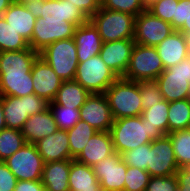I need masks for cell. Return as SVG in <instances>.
<instances>
[{"instance_id": "6da1fadb", "label": "cell", "mask_w": 190, "mask_h": 191, "mask_svg": "<svg viewBox=\"0 0 190 191\" xmlns=\"http://www.w3.org/2000/svg\"><path fill=\"white\" fill-rule=\"evenodd\" d=\"M110 133L114 150L120 155L163 136L158 128L147 124L141 115L113 120Z\"/></svg>"}, {"instance_id": "7a4b0ae2", "label": "cell", "mask_w": 190, "mask_h": 191, "mask_svg": "<svg viewBox=\"0 0 190 191\" xmlns=\"http://www.w3.org/2000/svg\"><path fill=\"white\" fill-rule=\"evenodd\" d=\"M104 94L114 120L142 114L139 82L119 77Z\"/></svg>"}, {"instance_id": "3957f363", "label": "cell", "mask_w": 190, "mask_h": 191, "mask_svg": "<svg viewBox=\"0 0 190 191\" xmlns=\"http://www.w3.org/2000/svg\"><path fill=\"white\" fill-rule=\"evenodd\" d=\"M136 16L101 8L89 20L97 28L102 42L134 39Z\"/></svg>"}, {"instance_id": "277c9868", "label": "cell", "mask_w": 190, "mask_h": 191, "mask_svg": "<svg viewBox=\"0 0 190 191\" xmlns=\"http://www.w3.org/2000/svg\"><path fill=\"white\" fill-rule=\"evenodd\" d=\"M63 81L74 80L78 57L73 38L56 41L39 53Z\"/></svg>"}, {"instance_id": "5b68a950", "label": "cell", "mask_w": 190, "mask_h": 191, "mask_svg": "<svg viewBox=\"0 0 190 191\" xmlns=\"http://www.w3.org/2000/svg\"><path fill=\"white\" fill-rule=\"evenodd\" d=\"M7 128L21 130L29 116L43 112L49 103L37 95L0 96Z\"/></svg>"}, {"instance_id": "8992f818", "label": "cell", "mask_w": 190, "mask_h": 191, "mask_svg": "<svg viewBox=\"0 0 190 191\" xmlns=\"http://www.w3.org/2000/svg\"><path fill=\"white\" fill-rule=\"evenodd\" d=\"M164 70L163 62L157 53L156 47L135 43L128 69L123 78L135 82L156 80Z\"/></svg>"}, {"instance_id": "52a82bcc", "label": "cell", "mask_w": 190, "mask_h": 191, "mask_svg": "<svg viewBox=\"0 0 190 191\" xmlns=\"http://www.w3.org/2000/svg\"><path fill=\"white\" fill-rule=\"evenodd\" d=\"M118 78L98 54L78 63L74 80L92 94L105 93Z\"/></svg>"}, {"instance_id": "ba28073f", "label": "cell", "mask_w": 190, "mask_h": 191, "mask_svg": "<svg viewBox=\"0 0 190 191\" xmlns=\"http://www.w3.org/2000/svg\"><path fill=\"white\" fill-rule=\"evenodd\" d=\"M168 102L190 98V56L165 69L156 79Z\"/></svg>"}, {"instance_id": "9c48e42d", "label": "cell", "mask_w": 190, "mask_h": 191, "mask_svg": "<svg viewBox=\"0 0 190 191\" xmlns=\"http://www.w3.org/2000/svg\"><path fill=\"white\" fill-rule=\"evenodd\" d=\"M25 7L37 19L62 20L73 23L76 27L89 19L67 0H34L24 3Z\"/></svg>"}, {"instance_id": "30bf717a", "label": "cell", "mask_w": 190, "mask_h": 191, "mask_svg": "<svg viewBox=\"0 0 190 191\" xmlns=\"http://www.w3.org/2000/svg\"><path fill=\"white\" fill-rule=\"evenodd\" d=\"M17 180H41L44 161L35 144L25 143L12 156L4 160Z\"/></svg>"}, {"instance_id": "8fae6325", "label": "cell", "mask_w": 190, "mask_h": 191, "mask_svg": "<svg viewBox=\"0 0 190 191\" xmlns=\"http://www.w3.org/2000/svg\"><path fill=\"white\" fill-rule=\"evenodd\" d=\"M75 29L73 23L39 17L36 19L29 47L40 53L56 41L73 38Z\"/></svg>"}, {"instance_id": "7c38bea8", "label": "cell", "mask_w": 190, "mask_h": 191, "mask_svg": "<svg viewBox=\"0 0 190 191\" xmlns=\"http://www.w3.org/2000/svg\"><path fill=\"white\" fill-rule=\"evenodd\" d=\"M174 31L169 22L145 10L135 18L134 41L139 45L156 47Z\"/></svg>"}, {"instance_id": "4fadbf2b", "label": "cell", "mask_w": 190, "mask_h": 191, "mask_svg": "<svg viewBox=\"0 0 190 191\" xmlns=\"http://www.w3.org/2000/svg\"><path fill=\"white\" fill-rule=\"evenodd\" d=\"M178 169L172 142L168 135H163L149 143L147 171L151 177L170 176L176 174Z\"/></svg>"}, {"instance_id": "5bb4252c", "label": "cell", "mask_w": 190, "mask_h": 191, "mask_svg": "<svg viewBox=\"0 0 190 191\" xmlns=\"http://www.w3.org/2000/svg\"><path fill=\"white\" fill-rule=\"evenodd\" d=\"M93 171L104 191H124L127 165L119 153L115 152L109 157L95 164Z\"/></svg>"}, {"instance_id": "9a60e30c", "label": "cell", "mask_w": 190, "mask_h": 191, "mask_svg": "<svg viewBox=\"0 0 190 191\" xmlns=\"http://www.w3.org/2000/svg\"><path fill=\"white\" fill-rule=\"evenodd\" d=\"M79 110L80 120L86 121L97 131H110L114 119L104 93L90 94Z\"/></svg>"}, {"instance_id": "2e32d148", "label": "cell", "mask_w": 190, "mask_h": 191, "mask_svg": "<svg viewBox=\"0 0 190 191\" xmlns=\"http://www.w3.org/2000/svg\"><path fill=\"white\" fill-rule=\"evenodd\" d=\"M31 74L34 94L45 99L48 103L52 102L63 80L40 56L33 63Z\"/></svg>"}, {"instance_id": "e0dca14e", "label": "cell", "mask_w": 190, "mask_h": 191, "mask_svg": "<svg viewBox=\"0 0 190 191\" xmlns=\"http://www.w3.org/2000/svg\"><path fill=\"white\" fill-rule=\"evenodd\" d=\"M134 45V39L103 42L99 56L111 71L118 77H123L128 69Z\"/></svg>"}, {"instance_id": "ac0fdd59", "label": "cell", "mask_w": 190, "mask_h": 191, "mask_svg": "<svg viewBox=\"0 0 190 191\" xmlns=\"http://www.w3.org/2000/svg\"><path fill=\"white\" fill-rule=\"evenodd\" d=\"M73 39L79 63L87 61L101 51V36L90 20L76 27Z\"/></svg>"}, {"instance_id": "d6986e66", "label": "cell", "mask_w": 190, "mask_h": 191, "mask_svg": "<svg viewBox=\"0 0 190 191\" xmlns=\"http://www.w3.org/2000/svg\"><path fill=\"white\" fill-rule=\"evenodd\" d=\"M39 53L28 49L0 52V76L31 74V68Z\"/></svg>"}, {"instance_id": "ffe728a7", "label": "cell", "mask_w": 190, "mask_h": 191, "mask_svg": "<svg viewBox=\"0 0 190 191\" xmlns=\"http://www.w3.org/2000/svg\"><path fill=\"white\" fill-rule=\"evenodd\" d=\"M34 144L44 163L72 159L68 133L65 130L58 129L55 133L38 140Z\"/></svg>"}, {"instance_id": "44dd1931", "label": "cell", "mask_w": 190, "mask_h": 191, "mask_svg": "<svg viewBox=\"0 0 190 191\" xmlns=\"http://www.w3.org/2000/svg\"><path fill=\"white\" fill-rule=\"evenodd\" d=\"M190 40L180 31L175 30L156 46L164 69L180 63L189 56Z\"/></svg>"}, {"instance_id": "7402d4cb", "label": "cell", "mask_w": 190, "mask_h": 191, "mask_svg": "<svg viewBox=\"0 0 190 191\" xmlns=\"http://www.w3.org/2000/svg\"><path fill=\"white\" fill-rule=\"evenodd\" d=\"M115 153L110 131H98L87 142L75 158L76 161L93 167L95 164Z\"/></svg>"}, {"instance_id": "603a6c76", "label": "cell", "mask_w": 190, "mask_h": 191, "mask_svg": "<svg viewBox=\"0 0 190 191\" xmlns=\"http://www.w3.org/2000/svg\"><path fill=\"white\" fill-rule=\"evenodd\" d=\"M58 130L53 113L48 107L43 112L29 116L21 129L26 143H36L38 140L55 133Z\"/></svg>"}, {"instance_id": "cb8c5ba5", "label": "cell", "mask_w": 190, "mask_h": 191, "mask_svg": "<svg viewBox=\"0 0 190 191\" xmlns=\"http://www.w3.org/2000/svg\"><path fill=\"white\" fill-rule=\"evenodd\" d=\"M72 159L44 163L41 182L45 191H70L69 171Z\"/></svg>"}, {"instance_id": "d4e9b609", "label": "cell", "mask_w": 190, "mask_h": 191, "mask_svg": "<svg viewBox=\"0 0 190 191\" xmlns=\"http://www.w3.org/2000/svg\"><path fill=\"white\" fill-rule=\"evenodd\" d=\"M2 16L26 41H31L36 18L24 4L13 1Z\"/></svg>"}, {"instance_id": "484cf974", "label": "cell", "mask_w": 190, "mask_h": 191, "mask_svg": "<svg viewBox=\"0 0 190 191\" xmlns=\"http://www.w3.org/2000/svg\"><path fill=\"white\" fill-rule=\"evenodd\" d=\"M70 191H100L101 185L91 166L72 159L69 171Z\"/></svg>"}, {"instance_id": "4316f807", "label": "cell", "mask_w": 190, "mask_h": 191, "mask_svg": "<svg viewBox=\"0 0 190 191\" xmlns=\"http://www.w3.org/2000/svg\"><path fill=\"white\" fill-rule=\"evenodd\" d=\"M90 94L75 80L63 81L53 102L64 107L80 109Z\"/></svg>"}, {"instance_id": "83f0119b", "label": "cell", "mask_w": 190, "mask_h": 191, "mask_svg": "<svg viewBox=\"0 0 190 191\" xmlns=\"http://www.w3.org/2000/svg\"><path fill=\"white\" fill-rule=\"evenodd\" d=\"M33 93L32 74L0 76V96L24 97Z\"/></svg>"}, {"instance_id": "f1b7e54d", "label": "cell", "mask_w": 190, "mask_h": 191, "mask_svg": "<svg viewBox=\"0 0 190 191\" xmlns=\"http://www.w3.org/2000/svg\"><path fill=\"white\" fill-rule=\"evenodd\" d=\"M190 128V98L169 102L168 133Z\"/></svg>"}, {"instance_id": "f546056e", "label": "cell", "mask_w": 190, "mask_h": 191, "mask_svg": "<svg viewBox=\"0 0 190 191\" xmlns=\"http://www.w3.org/2000/svg\"><path fill=\"white\" fill-rule=\"evenodd\" d=\"M97 132L98 131L95 128L83 120H79L73 128L67 130L72 159H75L80 154L89 139Z\"/></svg>"}, {"instance_id": "4dcf8cb0", "label": "cell", "mask_w": 190, "mask_h": 191, "mask_svg": "<svg viewBox=\"0 0 190 191\" xmlns=\"http://www.w3.org/2000/svg\"><path fill=\"white\" fill-rule=\"evenodd\" d=\"M29 48V42L17 33L3 18L0 16V52L3 51H20Z\"/></svg>"}, {"instance_id": "1f68e13d", "label": "cell", "mask_w": 190, "mask_h": 191, "mask_svg": "<svg viewBox=\"0 0 190 191\" xmlns=\"http://www.w3.org/2000/svg\"><path fill=\"white\" fill-rule=\"evenodd\" d=\"M168 110L169 102L163 99L158 104L142 111L141 117L147 120V124L152 128L156 127L163 135H168Z\"/></svg>"}, {"instance_id": "d6a6232c", "label": "cell", "mask_w": 190, "mask_h": 191, "mask_svg": "<svg viewBox=\"0 0 190 191\" xmlns=\"http://www.w3.org/2000/svg\"><path fill=\"white\" fill-rule=\"evenodd\" d=\"M178 167L190 163V128L168 133Z\"/></svg>"}, {"instance_id": "836d02e7", "label": "cell", "mask_w": 190, "mask_h": 191, "mask_svg": "<svg viewBox=\"0 0 190 191\" xmlns=\"http://www.w3.org/2000/svg\"><path fill=\"white\" fill-rule=\"evenodd\" d=\"M25 143L21 130L5 128L0 131V161L12 156Z\"/></svg>"}, {"instance_id": "e575fe53", "label": "cell", "mask_w": 190, "mask_h": 191, "mask_svg": "<svg viewBox=\"0 0 190 191\" xmlns=\"http://www.w3.org/2000/svg\"><path fill=\"white\" fill-rule=\"evenodd\" d=\"M49 108L53 113L57 128L61 130H70L80 120V110L76 108L64 107L53 101L49 103Z\"/></svg>"}, {"instance_id": "d590c367", "label": "cell", "mask_w": 190, "mask_h": 191, "mask_svg": "<svg viewBox=\"0 0 190 191\" xmlns=\"http://www.w3.org/2000/svg\"><path fill=\"white\" fill-rule=\"evenodd\" d=\"M179 0H153L147 4V11L155 17L169 22L175 30V11Z\"/></svg>"}, {"instance_id": "8d00e7d4", "label": "cell", "mask_w": 190, "mask_h": 191, "mask_svg": "<svg viewBox=\"0 0 190 191\" xmlns=\"http://www.w3.org/2000/svg\"><path fill=\"white\" fill-rule=\"evenodd\" d=\"M101 8L137 17L141 12L147 10V4L144 0H101Z\"/></svg>"}, {"instance_id": "74e56055", "label": "cell", "mask_w": 190, "mask_h": 191, "mask_svg": "<svg viewBox=\"0 0 190 191\" xmlns=\"http://www.w3.org/2000/svg\"><path fill=\"white\" fill-rule=\"evenodd\" d=\"M150 177L148 171L127 166L124 191H145Z\"/></svg>"}, {"instance_id": "f35d334b", "label": "cell", "mask_w": 190, "mask_h": 191, "mask_svg": "<svg viewBox=\"0 0 190 191\" xmlns=\"http://www.w3.org/2000/svg\"><path fill=\"white\" fill-rule=\"evenodd\" d=\"M139 88L143 111L163 100L161 90L156 80L139 81Z\"/></svg>"}, {"instance_id": "ab89813d", "label": "cell", "mask_w": 190, "mask_h": 191, "mask_svg": "<svg viewBox=\"0 0 190 191\" xmlns=\"http://www.w3.org/2000/svg\"><path fill=\"white\" fill-rule=\"evenodd\" d=\"M121 157L127 166L147 171L149 143L134 148L133 150H127L121 154Z\"/></svg>"}, {"instance_id": "60d3db41", "label": "cell", "mask_w": 190, "mask_h": 191, "mask_svg": "<svg viewBox=\"0 0 190 191\" xmlns=\"http://www.w3.org/2000/svg\"><path fill=\"white\" fill-rule=\"evenodd\" d=\"M175 30L190 40V0H179L175 11Z\"/></svg>"}, {"instance_id": "b9f144b4", "label": "cell", "mask_w": 190, "mask_h": 191, "mask_svg": "<svg viewBox=\"0 0 190 191\" xmlns=\"http://www.w3.org/2000/svg\"><path fill=\"white\" fill-rule=\"evenodd\" d=\"M145 191H178L177 177L175 174L150 177Z\"/></svg>"}, {"instance_id": "7bdbcfd3", "label": "cell", "mask_w": 190, "mask_h": 191, "mask_svg": "<svg viewBox=\"0 0 190 191\" xmlns=\"http://www.w3.org/2000/svg\"><path fill=\"white\" fill-rule=\"evenodd\" d=\"M17 178L4 161H0V191H14Z\"/></svg>"}, {"instance_id": "ee69618b", "label": "cell", "mask_w": 190, "mask_h": 191, "mask_svg": "<svg viewBox=\"0 0 190 191\" xmlns=\"http://www.w3.org/2000/svg\"><path fill=\"white\" fill-rule=\"evenodd\" d=\"M76 6L88 19L101 7V0H67Z\"/></svg>"}, {"instance_id": "f6af8a7d", "label": "cell", "mask_w": 190, "mask_h": 191, "mask_svg": "<svg viewBox=\"0 0 190 191\" xmlns=\"http://www.w3.org/2000/svg\"><path fill=\"white\" fill-rule=\"evenodd\" d=\"M178 191H190V163L182 165L176 172Z\"/></svg>"}, {"instance_id": "bcb514c9", "label": "cell", "mask_w": 190, "mask_h": 191, "mask_svg": "<svg viewBox=\"0 0 190 191\" xmlns=\"http://www.w3.org/2000/svg\"><path fill=\"white\" fill-rule=\"evenodd\" d=\"M14 191H45L41 180H19Z\"/></svg>"}, {"instance_id": "7dc6e473", "label": "cell", "mask_w": 190, "mask_h": 191, "mask_svg": "<svg viewBox=\"0 0 190 191\" xmlns=\"http://www.w3.org/2000/svg\"><path fill=\"white\" fill-rule=\"evenodd\" d=\"M7 128L4 118V112H3V103L2 99L0 98V131Z\"/></svg>"}, {"instance_id": "c3c4849f", "label": "cell", "mask_w": 190, "mask_h": 191, "mask_svg": "<svg viewBox=\"0 0 190 191\" xmlns=\"http://www.w3.org/2000/svg\"><path fill=\"white\" fill-rule=\"evenodd\" d=\"M13 0H0V16L9 8Z\"/></svg>"}, {"instance_id": "681fc988", "label": "cell", "mask_w": 190, "mask_h": 191, "mask_svg": "<svg viewBox=\"0 0 190 191\" xmlns=\"http://www.w3.org/2000/svg\"><path fill=\"white\" fill-rule=\"evenodd\" d=\"M13 1L24 4L26 2H31V1H34V0H13Z\"/></svg>"}, {"instance_id": "f907efd6", "label": "cell", "mask_w": 190, "mask_h": 191, "mask_svg": "<svg viewBox=\"0 0 190 191\" xmlns=\"http://www.w3.org/2000/svg\"><path fill=\"white\" fill-rule=\"evenodd\" d=\"M146 4L150 3L153 0H144Z\"/></svg>"}]
</instances>
